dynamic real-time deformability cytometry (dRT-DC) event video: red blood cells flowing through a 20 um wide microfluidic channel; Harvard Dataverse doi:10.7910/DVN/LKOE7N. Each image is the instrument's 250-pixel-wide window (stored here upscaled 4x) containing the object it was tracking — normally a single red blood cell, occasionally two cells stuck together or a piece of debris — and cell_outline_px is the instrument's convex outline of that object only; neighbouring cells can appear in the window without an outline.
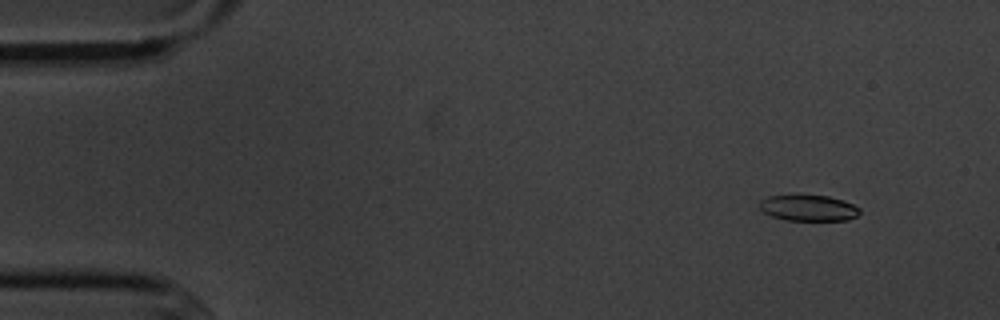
{"species": "common noctule bat (a hibernating species)", "species_latin": "Nyctalus noctula", "temperature_condition": "cold", "stored_images_in_passage": 4, "camera_frame_rate_fps": 3000, "um_per_image_px": 0.085, "animal": {"sex": "male", "body_mass_g": 20.1, "forearm_length_mm": 53.5}, "frame": {"image": 1, "passage_image": 1, "time_ms": 0.0, "image_size_px": [1000, 320], "cell_outline_px": [[860, 212], [856, 216], [848, 220], [784, 220], [772, 216], [764, 212], [760, 208], [760, 200], [768, 196], [792, 192], [800, 192], [828, 196], [844, 200], [860, 208]], "centroid_in_image_um": [68.68, 17.62], "position_along_channel_um": 16.3, "area_um2": 15.95}}